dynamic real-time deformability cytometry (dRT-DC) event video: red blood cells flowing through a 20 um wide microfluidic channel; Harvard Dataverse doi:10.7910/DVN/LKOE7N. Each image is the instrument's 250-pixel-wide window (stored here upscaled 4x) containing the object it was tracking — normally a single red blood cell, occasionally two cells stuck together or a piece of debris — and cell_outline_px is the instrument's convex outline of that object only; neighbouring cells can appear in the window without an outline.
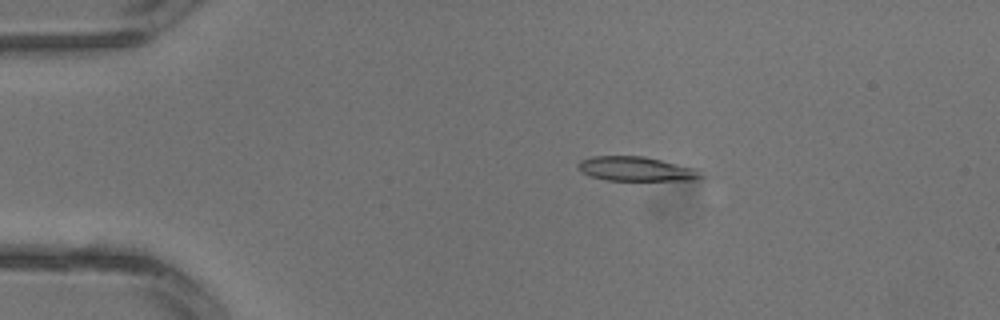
{"species": "common noctule bat (a hibernating species)", "species_latin": "Nyctalus noctula", "temperature_condition": "warm", "stored_images_in_passage": 3, "camera_frame_rate_fps": 3000, "um_per_image_px": 0.085, "animal": {"sex": "male", "body_mass_g": 13.3}, "frame": {"image": 1, "passage_image": 2, "time_ms": 0.333, "image_size_px": [1000, 320], "cell_outline_px": [[704, 176], [700, 180], [608, 180], [592, 176], [584, 172], [576, 164], [580, 160], [592, 156], [644, 156], [700, 168]], "centroid_in_image_um": [54.2, 14.35], "position_along_channel_um": 30.8, "area_um2": 17.63}}
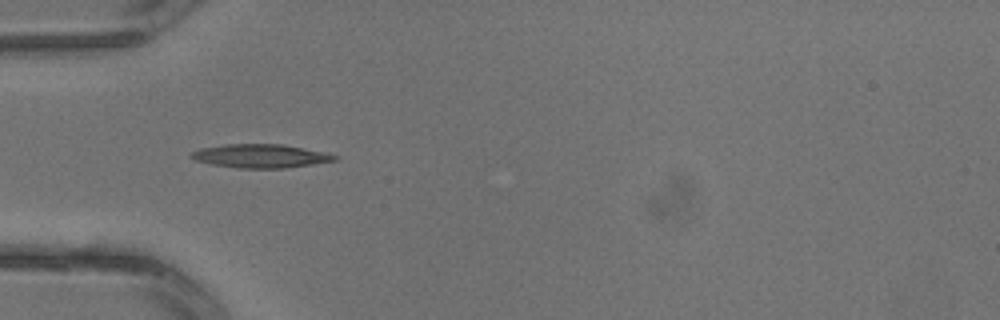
{"frame": {"image": 2, "passage_image": 3, "time_ms": 0.667, "image_size_px": [1000, 320], "cell_outline_px": [[340, 160], [284, 168], [236, 168], [212, 164], [196, 160], [188, 156], [192, 152], [200, 148], [224, 144], [280, 144], [328, 152], [340, 156]], "centroid_in_image_um": [22.2, 13.25], "position_along_channel_um": 62.8, "area_um2": 19.88}}